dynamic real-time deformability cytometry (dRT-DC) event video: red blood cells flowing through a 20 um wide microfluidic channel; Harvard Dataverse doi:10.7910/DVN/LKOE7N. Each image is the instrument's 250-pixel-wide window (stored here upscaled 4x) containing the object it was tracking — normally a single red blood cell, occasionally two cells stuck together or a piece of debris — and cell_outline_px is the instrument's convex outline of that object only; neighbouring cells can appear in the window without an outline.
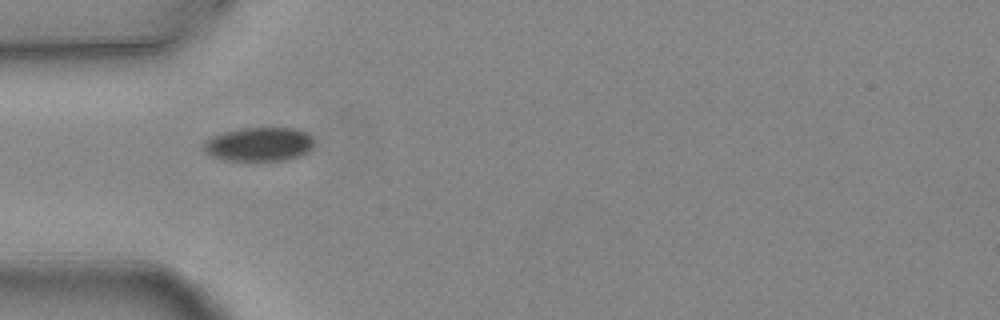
{"species": "common noctule bat (a hibernating species)", "species_latin": "Nyctalus noctula", "temperature_condition": "warm", "stored_images_in_passage": 1, "camera_frame_rate_fps": 3000, "um_per_image_px": 0.085, "animal": {"sex": "female", "body_mass_g": 24.6, "forearm_length_mm": 56.2}, "frame": {"image": 1, "passage_image": 1, "time_ms": 0.0, "image_size_px": [1000, 320], "cell_outline_px": [[312, 148], [308, 152], [300, 156], [288, 160], [224, 160], [212, 156], [204, 148], [204, 144], [212, 136], [224, 132], [240, 128], [296, 128], [308, 132], [312, 136]], "centroid_in_image_um": [22.08, 12.25], "position_along_channel_um": 62.9, "area_um2": 21.73}}